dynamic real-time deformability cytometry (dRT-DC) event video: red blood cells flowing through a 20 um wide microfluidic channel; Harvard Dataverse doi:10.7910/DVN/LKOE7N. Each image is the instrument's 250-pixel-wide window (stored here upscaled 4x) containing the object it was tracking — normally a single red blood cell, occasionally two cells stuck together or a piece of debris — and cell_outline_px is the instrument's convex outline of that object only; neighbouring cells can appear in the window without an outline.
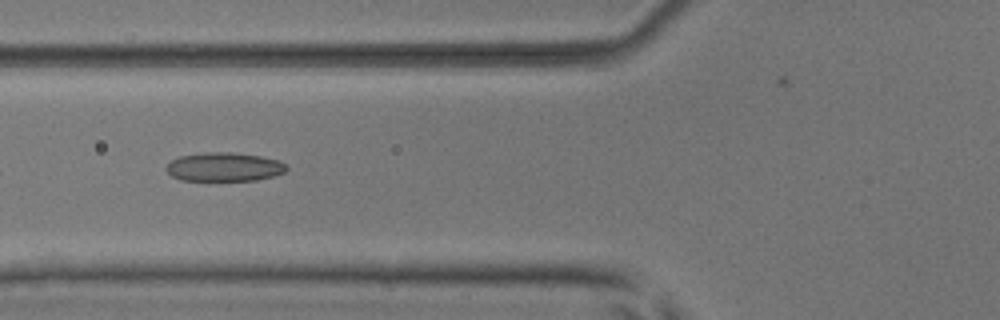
{"species": "common noctule bat (a hibernating species)", "species_latin": "Nyctalus noctula", "temperature_condition": "room temperature", "stored_images_in_passage": 8, "camera_frame_rate_fps": 3000, "um_per_image_px": 0.085, "animal": {"sex": "male", "body_mass_g": 17.9, "forearm_length_mm": 54.2}, "frame": {"image": 1, "passage_image": 6, "time_ms": 1.667, "image_size_px": [1000, 320], "cell_outline_px": [[288, 168], [284, 172], [276, 176], [256, 180], [180, 180], [172, 176], [164, 168], [172, 160], [180, 156], [204, 152], [232, 152], [260, 156], [280, 160]], "centroid_in_image_um": [19.07, 14.18], "position_along_channel_um": 106.7, "area_um2": 20.23}}
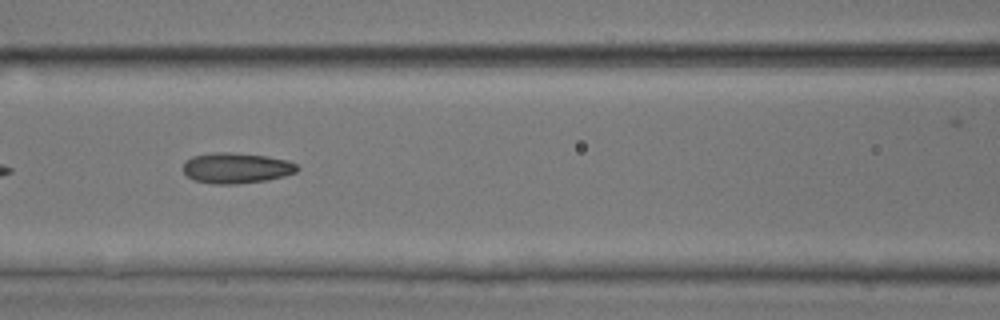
{"frame": {"image": 2, "passage_image": 7, "time_ms": 2.0, "image_size_px": [1000, 320], "cell_outline_px": [[300, 168], [296, 172], [284, 176], [268, 180], [236, 184], [212, 184], [196, 180], [188, 176], [184, 172], [184, 160], [192, 156], [212, 152], [232, 152], [268, 156], [288, 160], [296, 164]], "centroid_in_image_um": [20.1, 14.27], "position_along_channel_um": 146.5, "area_um2": 20.52}}
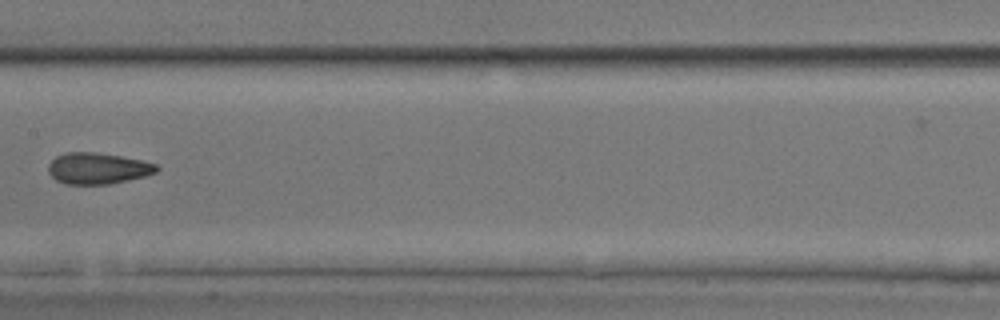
{"frame": {"image": 3, "passage_image": 8, "time_ms": 2.333, "image_size_px": [1000, 320], "cell_outline_px": [[160, 168], [156, 172], [144, 176], [128, 180], [108, 184], [64, 184], [56, 180], [48, 172], [48, 164], [56, 156], [64, 152], [96, 152], [120, 156], [140, 160], [156, 164]], "centroid_in_image_um": [8.28, 14.31], "position_along_channel_um": 199.1, "area_um2": 19.71}}